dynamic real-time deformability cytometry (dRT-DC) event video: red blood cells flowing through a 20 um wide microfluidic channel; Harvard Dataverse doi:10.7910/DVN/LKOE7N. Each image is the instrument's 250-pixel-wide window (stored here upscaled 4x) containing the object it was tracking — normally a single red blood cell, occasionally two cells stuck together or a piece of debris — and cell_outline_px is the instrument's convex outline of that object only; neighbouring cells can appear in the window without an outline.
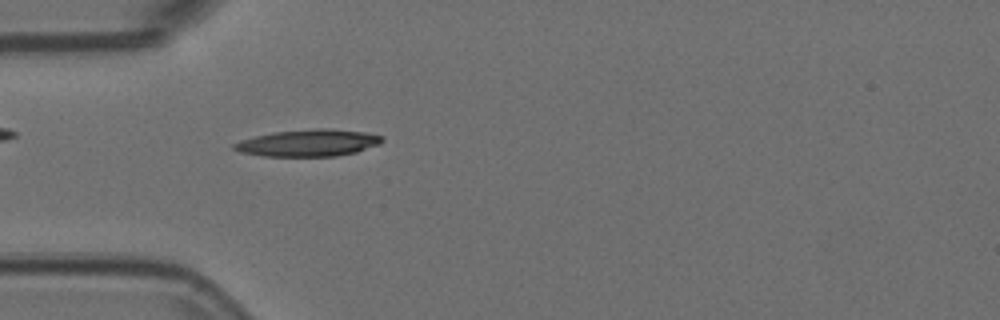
{"species": "Egyptian fruit bat (a non-hibernating species)", "species_latin": "Rousettus aegyptiacus", "temperature_condition": "room temperature", "stored_images_in_passage": 55, "camera_frame_rate_fps": 3000, "um_per_image_px": 0.085, "animal": {"sex": "female"}, "frame": {"image": 1, "passage_image": 16, "time_ms": 5.0, "image_size_px": [1000, 320], "cell_outline_px": [[384, 140], [380, 144], [356, 152], [336, 156], [264, 156], [240, 152], [232, 148], [232, 144], [240, 140], [272, 132], [316, 128], [332, 128], [364, 132], [380, 136]], "centroid_in_image_um": [26.19, 12.14], "position_along_channel_um": 58.8, "area_um2": 23.24}}
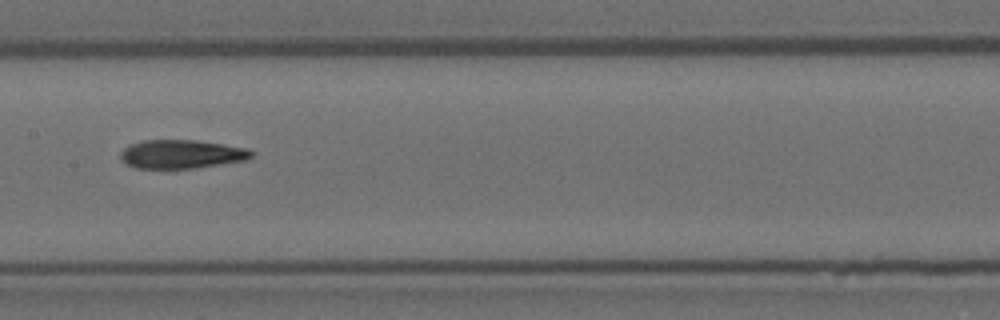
{"frame": {"image": 2, "passage_image": 27, "time_ms": 8.667, "image_size_px": [1000, 320], "cell_outline_px": [[256, 152], [248, 160], [196, 168], [136, 168], [120, 160], [120, 152], [124, 148], [132, 144], [144, 140], [196, 140], [248, 148]], "centroid_in_image_um": [15.47, 13.1], "position_along_channel_um": 191.9, "area_um2": 21.96}}
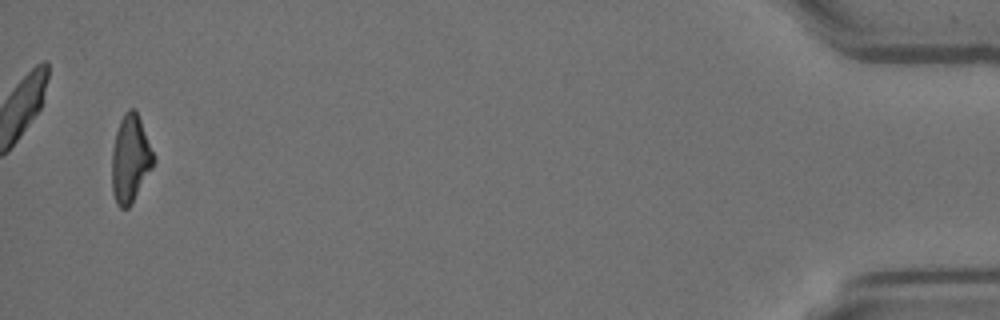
{"frame": {"image": 3, "passage_image": 53, "time_ms": 17.333, "image_size_px": [1000, 320], "cell_outline_px": [[156, 160], [152, 168], [132, 204], [128, 208], [120, 208], [116, 204], [112, 192], [112, 148], [116, 132], [120, 120], [124, 112], [128, 108], [136, 108], [156, 156]], "centroid_in_image_um": [11.1, 13.48], "position_along_channel_um": 424.1, "area_um2": 21.73}, "authors_computed_cell_mechanics": {"area_um2": 21.7906, "velocity_mm_per_s": 3.6964, "shape_relaxation_time_tau1_ms": 5.7388, "shape_relaxation_time_tau2_ms": 7.1194, "deformation_change_tau1": 0.214, "deformation_change_tau2": 0.1612}}